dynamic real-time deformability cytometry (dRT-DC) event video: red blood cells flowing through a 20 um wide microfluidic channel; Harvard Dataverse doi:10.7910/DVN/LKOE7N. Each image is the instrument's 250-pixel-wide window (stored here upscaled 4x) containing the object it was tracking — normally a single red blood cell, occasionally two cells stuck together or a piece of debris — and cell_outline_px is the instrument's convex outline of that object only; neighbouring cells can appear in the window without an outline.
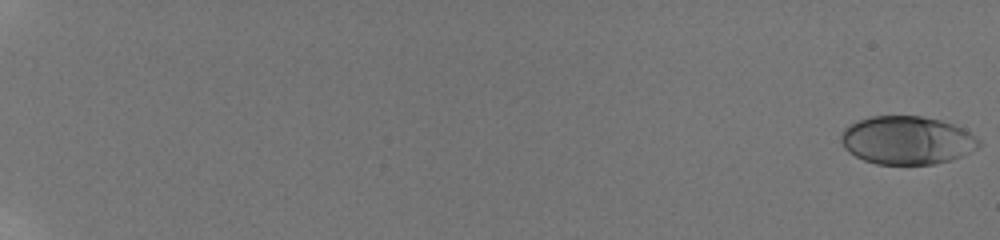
{"species": "human", "species_latin": "Homo sapiens", "temperature_condition": "room temperature", "stored_images_in_passage": 23, "camera_frame_rate_fps": 3000, "um_per_image_px": 0.085, "donor": {"sex": "male"}, "frame": {"image": 1, "passage_image": 1, "time_ms": 0.0, "image_size_px": [1000, 240], "cell_outline_px": [[980, 148], [960, 156], [936, 164], [876, 164], [864, 160], [848, 152], [844, 148], [840, 140], [840, 136], [844, 128], [848, 124], [856, 120], [872, 116], [920, 116], [940, 120], [964, 128], [976, 136], [980, 140]], "centroid_in_image_um": [77.08, 11.91], "position_along_channel_um": 7.9, "area_um2": 39.02}}
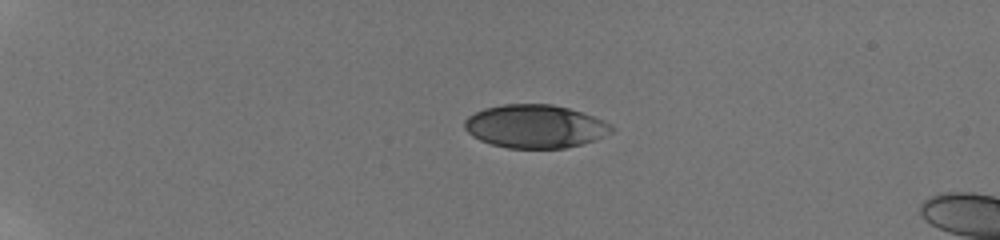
{"frame": {"image": 2, "passage_image": 17, "time_ms": 5.333, "image_size_px": [1000, 240], "cell_outline_px": [[616, 128], [612, 132], [596, 140], [564, 148], [508, 148], [492, 144], [480, 140], [472, 136], [464, 128], [464, 120], [468, 116], [484, 108], [504, 104], [552, 104], [568, 108], [604, 120], [612, 124]], "centroid_in_image_um": [45.5, 10.74], "position_along_channel_um": 39.5, "area_um2": 37.11}}